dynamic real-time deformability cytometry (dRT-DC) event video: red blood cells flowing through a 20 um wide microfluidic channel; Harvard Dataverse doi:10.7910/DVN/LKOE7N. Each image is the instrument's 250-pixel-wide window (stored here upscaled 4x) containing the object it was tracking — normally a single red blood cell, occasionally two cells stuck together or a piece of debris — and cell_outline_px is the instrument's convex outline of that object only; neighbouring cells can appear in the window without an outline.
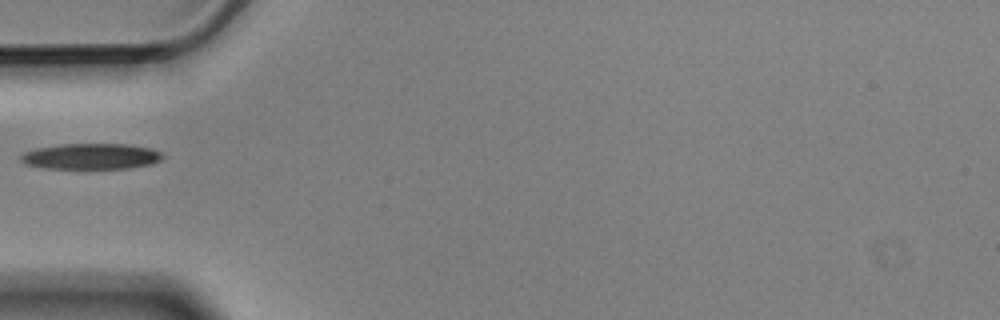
{"species": "Egyptian fruit bat (a non-hibernating species)", "species_latin": "Rousettus aegyptiacus", "temperature_condition": "cold", "stored_images_in_passage": 2, "camera_frame_rate_fps": 3000, "um_per_image_px": 0.085, "animal": {"sex": "male"}, "frame": {"image": 1, "passage_image": 1, "time_ms": 0.0, "image_size_px": [1000, 320], "cell_outline_px": [[164, 156], [160, 160], [152, 164], [128, 168], [44, 168], [24, 164], [20, 160], [20, 156], [24, 152], [36, 148], [60, 144], [124, 144], [152, 148], [160, 152]], "centroid_in_image_um": [7.72, 13.29], "position_along_channel_um": 77.3, "area_um2": 21.33}}
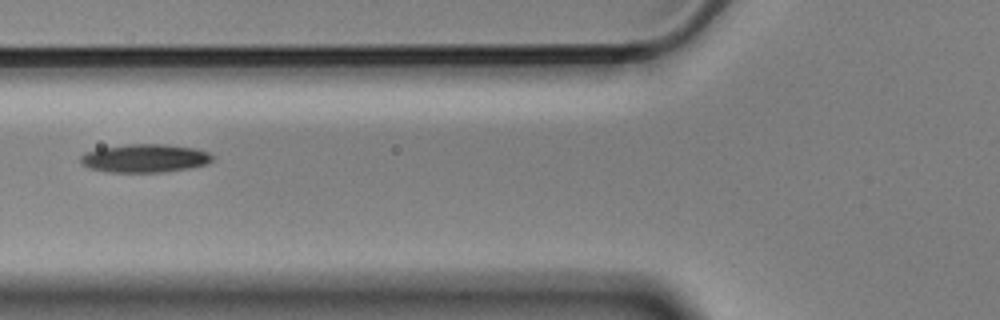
{"frame": {"image": 2, "passage_image": 2, "time_ms": 0.333, "image_size_px": [1000, 320], "cell_outline_px": [[216, 156], [208, 164], [188, 168], [164, 172], [108, 172], [88, 168], [80, 164], [80, 156], [96, 148], [128, 144], [164, 144], [196, 148], [208, 152]], "centroid_in_image_um": [12.31, 13.45], "position_along_channel_um": 113.5, "area_um2": 22.02}}